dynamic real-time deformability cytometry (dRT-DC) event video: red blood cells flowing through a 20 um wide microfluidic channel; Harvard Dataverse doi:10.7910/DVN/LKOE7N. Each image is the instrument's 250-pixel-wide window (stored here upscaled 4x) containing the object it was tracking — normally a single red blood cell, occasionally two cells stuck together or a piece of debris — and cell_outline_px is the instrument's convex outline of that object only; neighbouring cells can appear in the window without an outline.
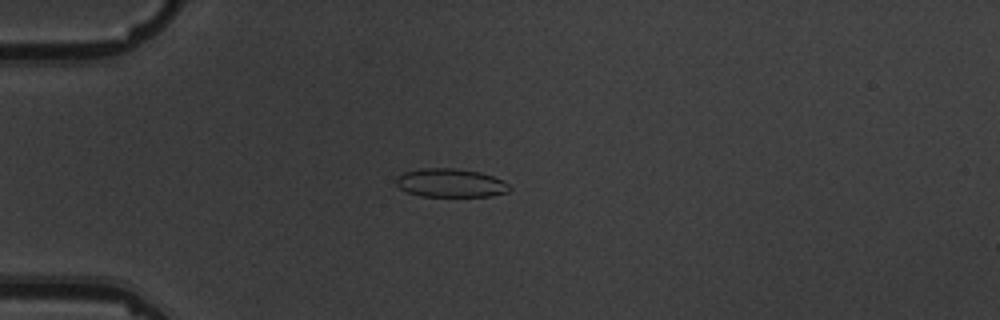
{"species": "common noctule bat (a hibernating species)", "species_latin": "Nyctalus noctula", "temperature_condition": "warm", "stored_images_in_passage": 14, "camera_frame_rate_fps": 3000, "um_per_image_px": 0.085, "animal": {"sex": "male", "body_mass_g": 19.5, "forearm_length_mm": 54.6}, "frame": {"image": 1, "passage_image": 3, "time_ms": 3.333, "image_size_px": [1000, 320], "cell_outline_px": [[512, 188], [508, 192], [488, 196], [420, 196], [408, 192], [400, 188], [396, 184], [396, 176], [404, 172], [420, 168], [456, 168], [480, 172], [504, 180]], "centroid_in_image_um": [38.3, 15.54], "position_along_channel_um": 46.7, "area_um2": 18.96}}
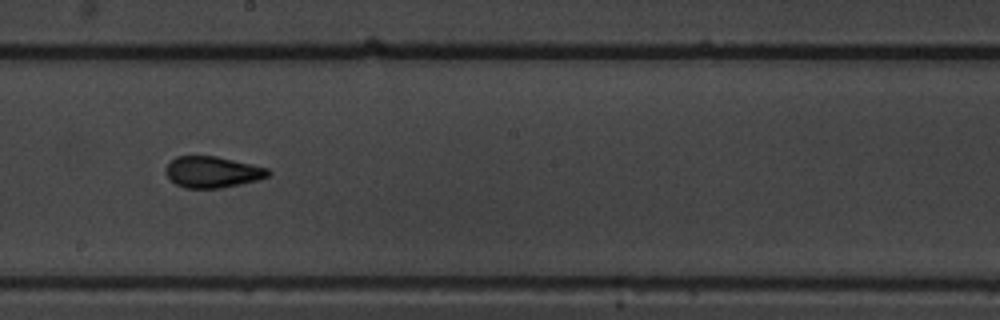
{"frame": {"image": 2, "passage_image": 8, "time_ms": 9.0, "image_size_px": [1000, 320], "cell_outline_px": [[272, 172], [268, 176], [256, 180], [240, 184], [220, 188], [184, 188], [176, 184], [164, 172], [164, 168], [176, 156], [216, 156], [252, 164], [268, 168]], "centroid_in_image_um": [18.05, 14.62], "position_along_channel_um": 230.2, "area_um2": 18.61}}
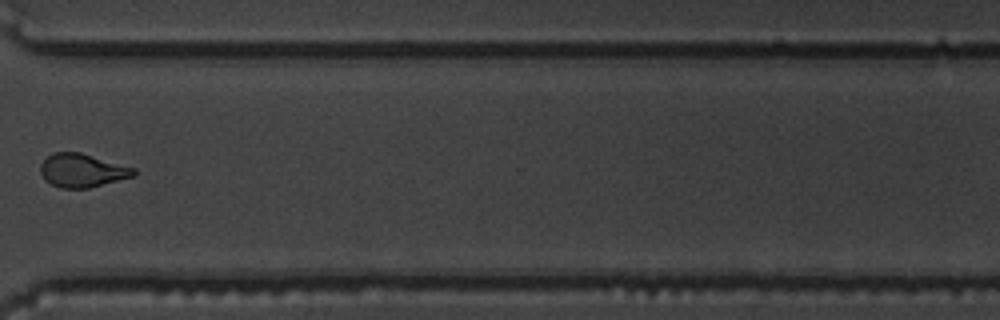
{"frame": {"image": 3, "passage_image": 11, "time_ms": 12.667, "image_size_px": [1000, 320], "cell_outline_px": [[136, 176], [88, 188], [60, 188], [52, 184], [40, 172], [40, 164], [52, 152], [80, 152], [136, 168]], "centroid_in_image_um": [7.02, 14.48], "position_along_channel_um": 363.6, "area_um2": 18.15}, "authors_computed_cell_mechanics": {"area_um2": 18.5538, "velocity_mm_per_s": 3.6439, "shape_relaxation_time_tau1_ms": 5.3401, "shape_relaxation_time_tau2_ms": 1.5239, "deformation_change_tau1": 0.1447, "deformation_change_tau2": 0.0356}}